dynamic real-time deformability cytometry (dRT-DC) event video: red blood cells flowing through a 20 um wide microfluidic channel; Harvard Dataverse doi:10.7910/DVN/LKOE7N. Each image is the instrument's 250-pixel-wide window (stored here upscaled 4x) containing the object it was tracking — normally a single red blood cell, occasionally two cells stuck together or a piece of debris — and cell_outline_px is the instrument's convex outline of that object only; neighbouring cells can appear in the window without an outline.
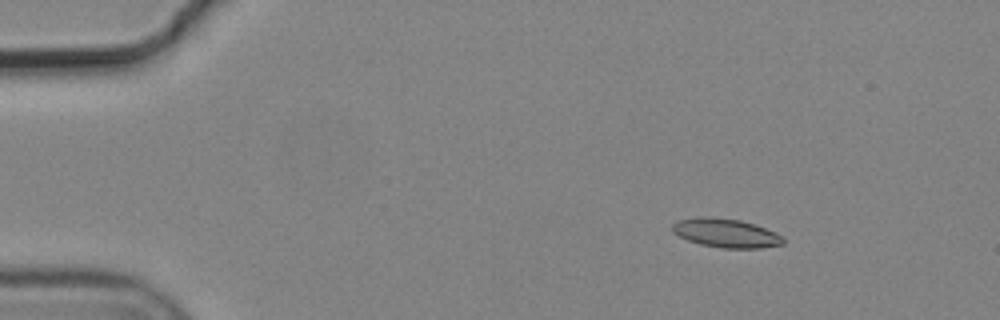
{"species": "common noctule bat (a hibernating species)", "species_latin": "Nyctalus noctula", "temperature_condition": "cold", "stored_images_in_passage": 8, "camera_frame_rate_fps": 3000, "um_per_image_px": 0.085, "animal": {"sex": "male", "body_mass_g": 19.2, "forearm_length_mm": 51.8}, "frame": {"image": 1, "passage_image": 3, "time_ms": 0.667, "image_size_px": [1000, 320], "cell_outline_px": [[784, 244], [760, 248], [720, 248], [700, 244], [688, 240], [672, 232], [672, 224], [676, 220], [700, 216], [712, 216], [740, 220], [756, 224], [784, 236]], "centroid_in_image_um": [61.7, 19.8], "position_along_channel_um": 23.3, "area_um2": 18.9}}
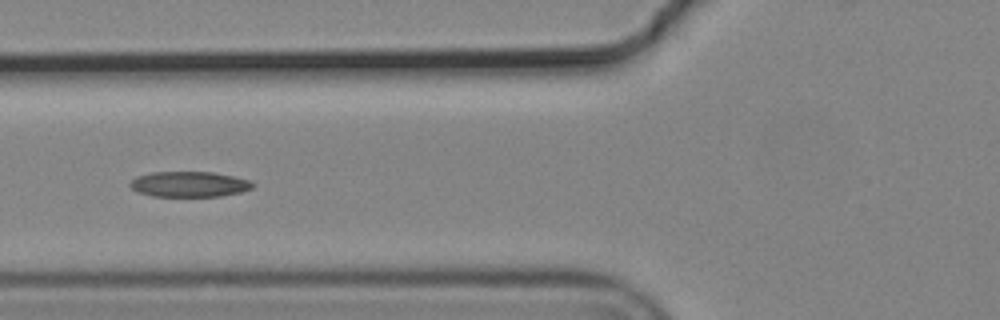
{"frame": {"image": 2, "passage_image": 7, "time_ms": 2.0, "image_size_px": [1000, 320], "cell_outline_px": [[256, 184], [252, 188], [240, 192], [220, 196], [152, 196], [136, 192], [128, 184], [136, 176], [152, 172], [212, 172], [252, 180]], "centroid_in_image_um": [16.08, 15.65], "position_along_channel_um": 109.7, "area_um2": 18.26}}
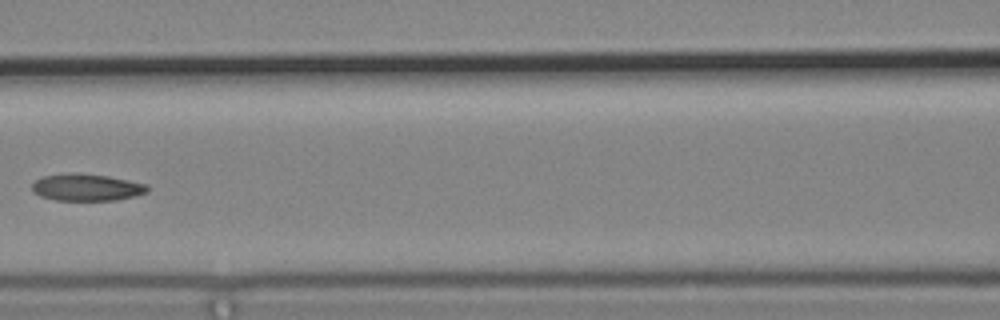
{"frame": {"image": 3, "passage_image": 8, "time_ms": 2.333, "image_size_px": [1000, 320], "cell_outline_px": [[148, 192], [136, 196], [116, 200], [56, 200], [40, 196], [32, 192], [32, 184], [36, 180], [44, 176], [108, 176], [148, 184]], "centroid_in_image_um": [7.43, 15.98], "position_along_channel_um": 159.2, "area_um2": 17.28}}